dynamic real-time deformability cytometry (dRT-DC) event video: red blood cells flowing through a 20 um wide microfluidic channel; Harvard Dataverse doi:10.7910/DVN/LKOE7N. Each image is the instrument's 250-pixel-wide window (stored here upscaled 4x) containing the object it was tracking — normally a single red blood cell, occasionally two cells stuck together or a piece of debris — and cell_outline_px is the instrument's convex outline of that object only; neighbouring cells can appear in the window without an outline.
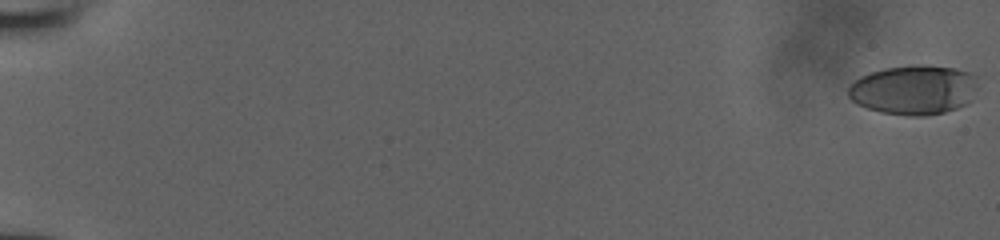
{"species": "human", "species_latin": "Homo sapiens", "temperature_condition": "room temperature", "stored_images_in_passage": 13, "camera_frame_rate_fps": 3000, "um_per_image_px": 0.085, "donor": {"sex": "male"}, "frame": {"image": 1, "passage_image": 1, "time_ms": 0.0, "image_size_px": [1000, 240], "cell_outline_px": [[976, 88], [972, 100], [968, 104], [944, 112], [924, 116], [908, 116], [880, 112], [856, 104], [848, 96], [848, 88], [860, 76], [884, 68], [916, 64], [924, 64], [956, 68], [972, 72], [976, 76]], "centroid_in_image_um": [77.71, 7.63], "position_along_channel_um": 7.3, "area_um2": 37.8}}
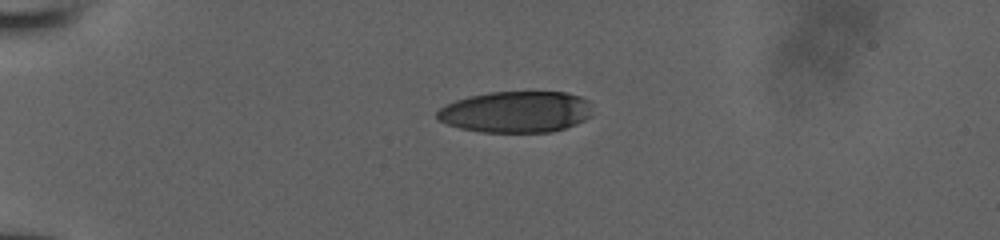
{"frame": {"image": 2, "passage_image": 10, "time_ms": 3.0, "image_size_px": [1000, 240], "cell_outline_px": [[592, 116], [576, 124], [552, 132], [480, 132], [460, 128], [444, 124], [436, 116], [436, 112], [444, 104], [468, 96], [488, 92], [564, 92], [580, 96], [588, 100]], "centroid_in_image_um": [43.83, 9.51], "position_along_channel_um": 41.2, "area_um2": 37.69}}
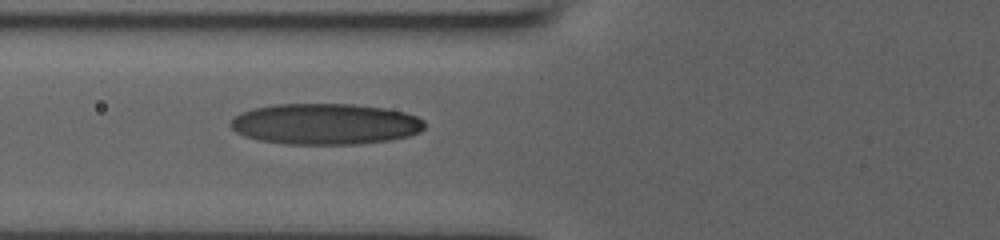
{"frame": {"image": 3, "passage_image": 13, "time_ms": 4.0, "image_size_px": [1000, 240], "cell_outline_px": [[424, 128], [420, 132], [408, 136], [388, 140], [360, 144], [284, 144], [260, 140], [244, 136], [236, 132], [228, 124], [232, 116], [240, 112], [252, 108], [272, 104], [352, 104], [384, 108], [404, 112], [416, 116], [424, 120]], "centroid_in_image_um": [27.59, 10.53], "position_along_channel_um": 98.2, "area_um2": 46.7}}